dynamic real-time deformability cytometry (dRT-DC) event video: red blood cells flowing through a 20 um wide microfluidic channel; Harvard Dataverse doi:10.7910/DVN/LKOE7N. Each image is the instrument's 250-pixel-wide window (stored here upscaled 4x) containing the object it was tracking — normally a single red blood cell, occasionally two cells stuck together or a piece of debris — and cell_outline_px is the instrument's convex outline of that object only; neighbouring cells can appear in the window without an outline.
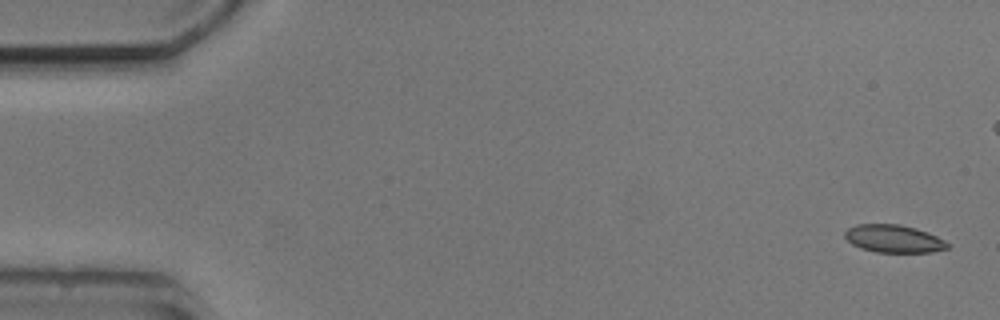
{"species": "common noctule bat (a hibernating species)", "species_latin": "Nyctalus noctula", "temperature_condition": "cold", "stored_images_in_passage": 6, "camera_frame_rate_fps": 3000, "um_per_image_px": 0.085, "animal": {"sex": "male", "body_mass_g": 20.5, "forearm_length_mm": 52.5}, "frame": {"image": 1, "passage_image": 1, "time_ms": 0.0, "image_size_px": [1000, 320], "cell_outline_px": [[948, 248], [932, 252], [876, 252], [860, 248], [852, 244], [844, 236], [844, 232], [848, 228], [856, 224], [900, 224], [916, 228], [928, 232], [944, 240], [948, 244]], "centroid_in_image_um": [75.94, 20.28], "position_along_channel_um": 9.1, "area_um2": 16.59}}